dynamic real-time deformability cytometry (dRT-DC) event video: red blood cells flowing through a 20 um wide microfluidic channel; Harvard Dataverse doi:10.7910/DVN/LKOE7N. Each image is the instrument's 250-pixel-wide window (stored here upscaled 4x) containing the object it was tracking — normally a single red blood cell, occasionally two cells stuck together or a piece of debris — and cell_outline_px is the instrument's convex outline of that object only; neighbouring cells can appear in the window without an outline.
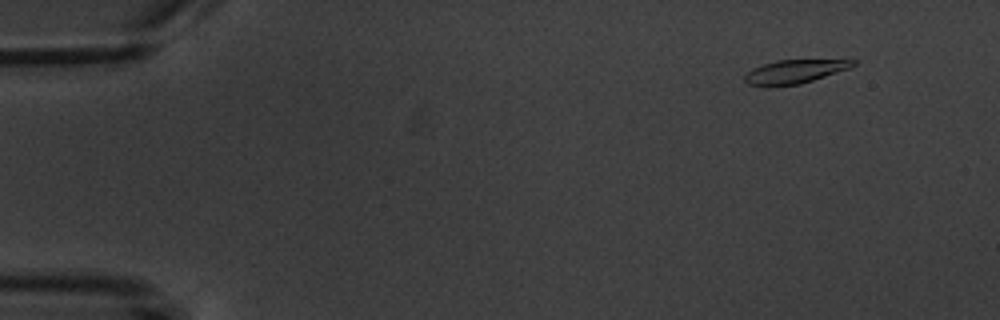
{"species": "common noctule bat (a hibernating species)", "species_latin": "Nyctalus noctula", "temperature_condition": "warm", "stored_images_in_passage": 5, "camera_frame_rate_fps": 3000, "um_per_image_px": 0.085, "animal": {"sex": "male", "body_mass_g": 20.1, "forearm_length_mm": 53.5}, "frame": {"image": 1, "passage_image": 2, "time_ms": 1.0, "image_size_px": [1000, 320], "cell_outline_px": [[856, 64], [852, 68], [800, 84], [768, 88], [764, 88], [748, 84], [744, 80], [744, 76], [752, 68], [776, 60], [856, 60]], "centroid_in_image_um": [67.51, 6.12], "position_along_channel_um": 17.5, "area_um2": 15.26}}
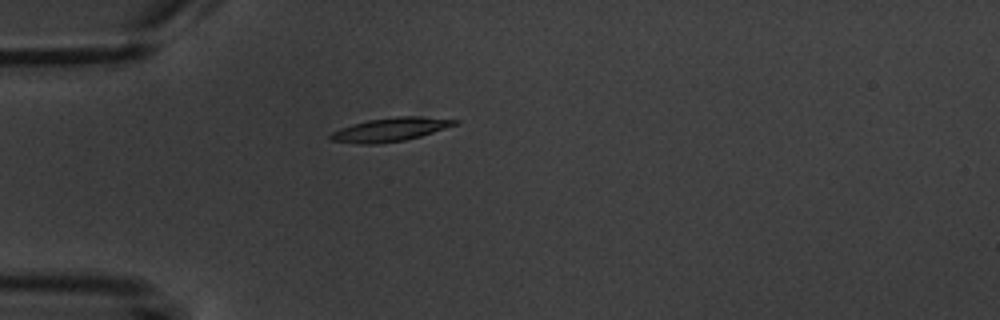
{"frame": {"image": 2, "passage_image": 5, "time_ms": 4.667, "image_size_px": [1000, 320], "cell_outline_px": [[460, 124], [420, 136], [404, 140], [376, 144], [360, 144], [332, 140], [328, 136], [332, 132], [340, 128], [352, 124], [368, 120], [396, 116], [420, 116], [460, 120]], "centroid_in_image_um": [33.21, 11.0], "position_along_channel_um": 51.8, "area_um2": 17.11}}